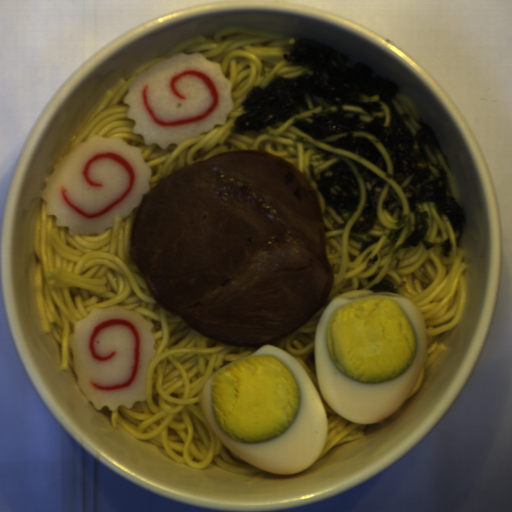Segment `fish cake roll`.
<instances>
[{"mask_svg": "<svg viewBox=\"0 0 512 512\" xmlns=\"http://www.w3.org/2000/svg\"><path fill=\"white\" fill-rule=\"evenodd\" d=\"M151 168L140 147L121 137L92 136L63 156L41 197L45 212L68 235H102L115 217L125 218L150 193Z\"/></svg>", "mask_w": 512, "mask_h": 512, "instance_id": "14b837c1", "label": "fish cake roll"}, {"mask_svg": "<svg viewBox=\"0 0 512 512\" xmlns=\"http://www.w3.org/2000/svg\"><path fill=\"white\" fill-rule=\"evenodd\" d=\"M231 87L219 62L201 51L178 52L140 72L123 101L133 133L145 145L167 149L226 125L234 108Z\"/></svg>", "mask_w": 512, "mask_h": 512, "instance_id": "80858fc9", "label": "fish cake roll"}, {"mask_svg": "<svg viewBox=\"0 0 512 512\" xmlns=\"http://www.w3.org/2000/svg\"><path fill=\"white\" fill-rule=\"evenodd\" d=\"M153 323L120 306L93 308L68 339L77 387L96 410L130 409L146 401L156 358Z\"/></svg>", "mask_w": 512, "mask_h": 512, "instance_id": "0198cecc", "label": "fish cake roll"}]
</instances>
